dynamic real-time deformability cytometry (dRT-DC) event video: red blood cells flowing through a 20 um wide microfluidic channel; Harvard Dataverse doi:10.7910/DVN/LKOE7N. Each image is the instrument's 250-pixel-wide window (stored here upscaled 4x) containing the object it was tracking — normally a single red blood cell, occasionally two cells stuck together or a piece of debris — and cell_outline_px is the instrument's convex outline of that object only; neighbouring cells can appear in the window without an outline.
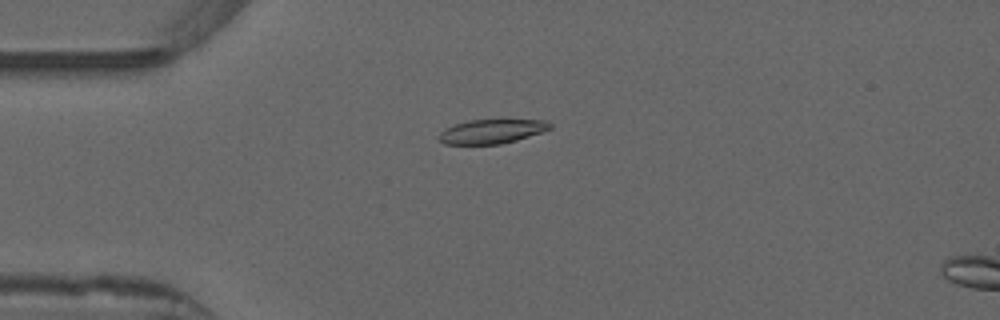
{"species": "common noctule bat (a hibernating species)", "species_latin": "Nyctalus noctula", "temperature_condition": "warm", "stored_images_in_passage": 12, "camera_frame_rate_fps": 3000, "um_per_image_px": 0.085, "animal": {"sex": "male", "forearm_length_mm": 52.5}, "frame": {"image": 1, "passage_image": 9, "time_ms": 2.667, "image_size_px": [1000, 320], "cell_outline_px": [[552, 128], [516, 140], [500, 144], [444, 144], [436, 136], [444, 128], [468, 120], [500, 116], [548, 120], [552, 124]], "centroid_in_image_um": [41.85, 11.09], "position_along_channel_um": 43.2, "area_um2": 16.76}}